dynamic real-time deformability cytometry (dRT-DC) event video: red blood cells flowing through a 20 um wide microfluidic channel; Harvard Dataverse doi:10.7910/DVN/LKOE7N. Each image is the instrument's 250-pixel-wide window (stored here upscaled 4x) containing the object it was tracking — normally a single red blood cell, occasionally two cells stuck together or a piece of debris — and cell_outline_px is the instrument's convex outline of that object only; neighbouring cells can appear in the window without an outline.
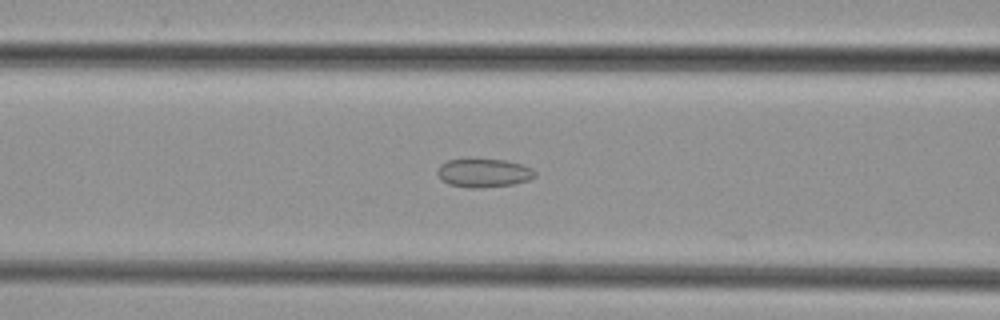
{"species": "common noctule bat (a hibernating species)", "species_latin": "Nyctalus noctula", "temperature_condition": "cold", "stored_images_in_passage": 45, "camera_frame_rate_fps": 3000, "um_per_image_px": 0.085, "animal": {"sex": "female", "body_mass_g": 29.2, "forearm_length_mm": 56.3}, "frame": {"image": 1, "passage_image": 19, "time_ms": 6.0, "image_size_px": [1000, 320], "cell_outline_px": [[536, 176], [528, 180], [512, 184], [480, 188], [468, 188], [448, 184], [436, 172], [440, 164], [448, 160], [468, 156], [504, 160], [520, 164], [532, 168], [536, 172]], "centroid_in_image_um": [41.08, 14.65], "position_along_channel_um": 125.5, "area_um2": 16.76}}
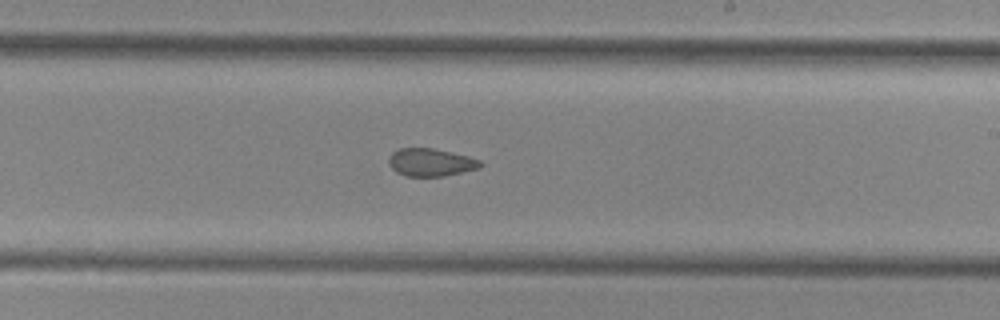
{"frame": {"image": 2, "passage_image": 28, "time_ms": 9.0, "image_size_px": [1000, 320], "cell_outline_px": [[484, 164], [480, 168], [444, 176], [404, 176], [396, 172], [388, 164], [388, 160], [392, 152], [400, 148], [432, 148], [468, 156], [480, 160]], "centroid_in_image_um": [36.61, 13.8], "position_along_channel_um": 252.4, "area_um2": 14.85}}
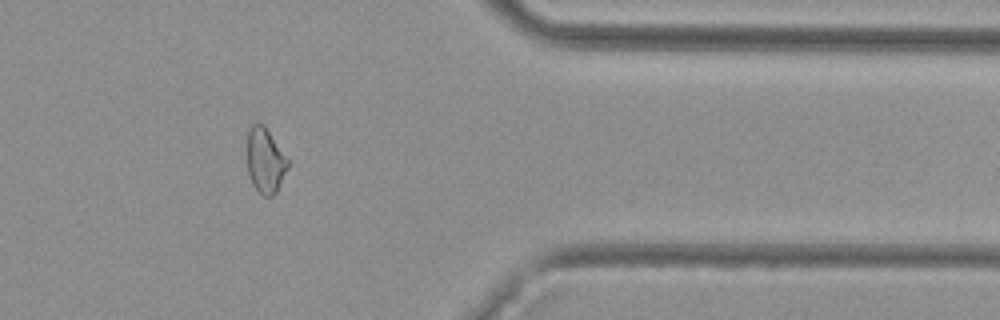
{"frame": {"image": 3, "passage_image": 39, "time_ms": 12.667, "image_size_px": [1000, 320], "cell_outline_px": [[288, 168], [276, 192], [272, 196], [264, 196], [252, 184], [248, 172], [248, 128], [252, 124], [264, 124], [288, 160]], "centroid_in_image_um": [22.54, 13.64], "position_along_channel_um": 388.9, "area_um2": 15.14}}